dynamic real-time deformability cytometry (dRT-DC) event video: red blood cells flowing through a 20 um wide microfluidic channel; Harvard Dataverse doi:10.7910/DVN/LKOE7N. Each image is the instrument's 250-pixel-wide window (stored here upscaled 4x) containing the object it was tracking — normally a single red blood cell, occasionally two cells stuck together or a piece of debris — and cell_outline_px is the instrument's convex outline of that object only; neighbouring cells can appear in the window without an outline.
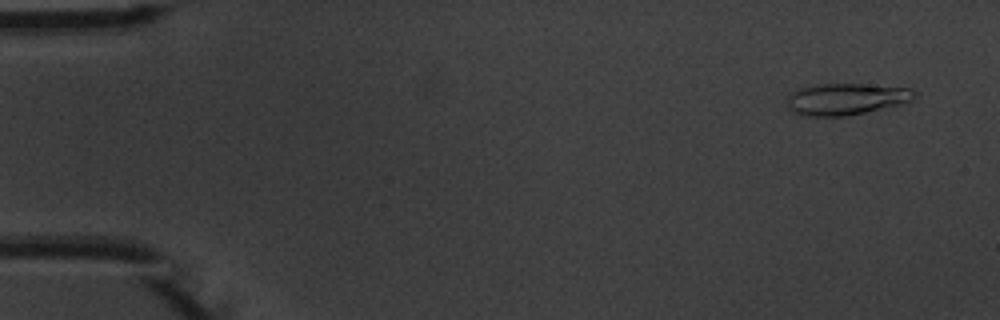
{"species": "common noctule bat (a hibernating species)", "species_latin": "Nyctalus noctula", "temperature_condition": "warm", "stored_images_in_passage": 8, "camera_frame_rate_fps": 3000, "um_per_image_px": 0.085, "animal": {"sex": "male", "body_mass_g": 20.1, "forearm_length_mm": 53.5}, "frame": {"image": 1, "passage_image": 1, "time_ms": 0.0, "image_size_px": [1000, 320], "cell_outline_px": [[916, 100], [904, 104], [848, 116], [804, 116], [792, 112], [788, 108], [788, 92], [800, 88], [816, 84], [864, 84], [912, 88], [916, 92]], "centroid_in_image_um": [71.96, 8.42], "position_along_channel_um": 13.0, "area_um2": 23.99}}
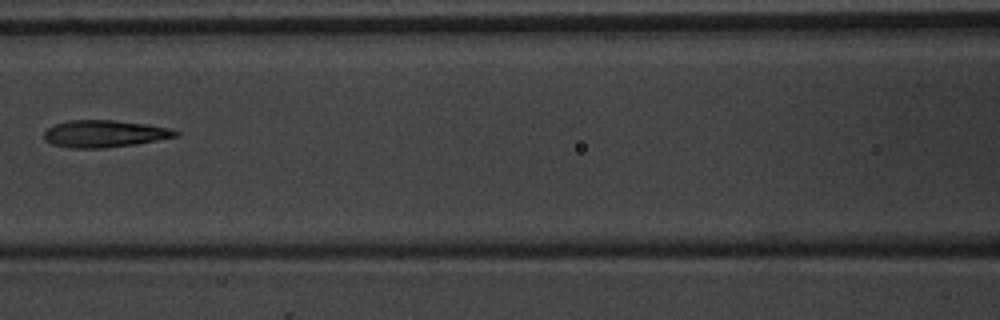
{"frame": {"image": 2, "passage_image": 7, "time_ms": 7.0, "image_size_px": [1000, 320], "cell_outline_px": [[180, 136], [136, 144], [104, 148], [68, 148], [52, 144], [44, 140], [44, 132], [48, 128], [56, 124], [68, 120], [116, 120], [148, 124], [168, 128], [180, 132]], "centroid_in_image_um": [8.89, 11.37], "position_along_channel_um": 157.7, "area_um2": 20.92}}
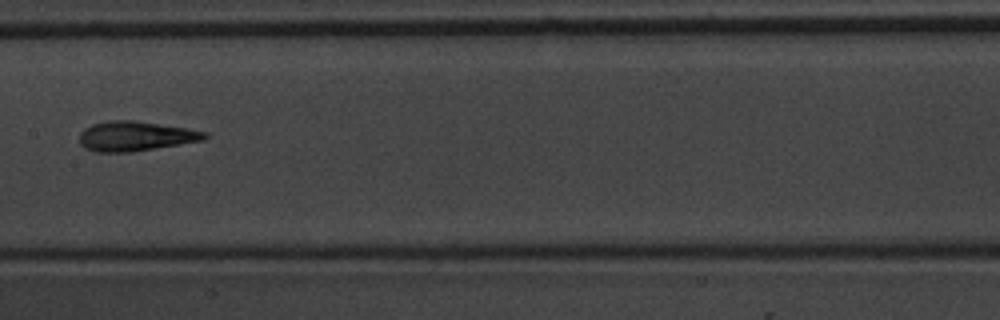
{"frame": {"image": 3, "passage_image": 8, "time_ms": 8.0, "image_size_px": [1000, 320], "cell_outline_px": [[208, 136], [204, 140], [132, 152], [96, 152], [84, 148], [80, 144], [80, 132], [84, 128], [92, 124], [108, 120], [132, 120], [188, 128], [208, 132]], "centroid_in_image_um": [11.5, 11.57], "position_along_channel_um": 195.9, "area_um2": 21.79}}